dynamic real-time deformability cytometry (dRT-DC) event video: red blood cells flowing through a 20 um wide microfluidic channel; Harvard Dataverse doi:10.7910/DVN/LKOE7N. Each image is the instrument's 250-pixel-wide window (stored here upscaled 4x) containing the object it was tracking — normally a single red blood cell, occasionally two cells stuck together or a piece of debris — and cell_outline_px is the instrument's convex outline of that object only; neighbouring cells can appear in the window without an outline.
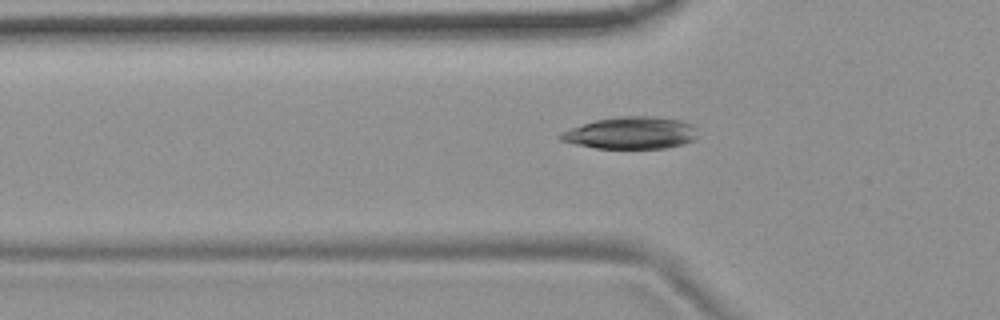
{"species": "common noctule bat (a hibernating species)", "species_latin": "Nyctalus noctula", "temperature_condition": "room temperature", "stored_images_in_passage": 6, "camera_frame_rate_fps": 3000, "um_per_image_px": 0.085, "animal": {"sex": "female", "body_mass_g": 19.9}, "frame": {"image": 1, "passage_image": 6, "time_ms": 1.667, "image_size_px": [1000, 320], "cell_outline_px": [[700, 136], [684, 144], [668, 148], [596, 148], [572, 144], [560, 140], [556, 136], [560, 132], [596, 120], [620, 116], [656, 116], [680, 120], [692, 124], [696, 128]], "centroid_in_image_um": [53.66, 11.3], "position_along_channel_um": 72.1, "area_um2": 25.89}}